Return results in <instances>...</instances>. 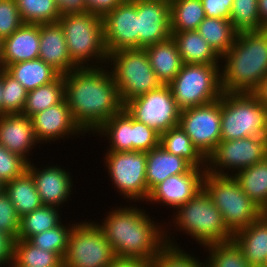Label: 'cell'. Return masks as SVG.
I'll use <instances>...</instances> for the list:
<instances>
[{
	"label": "cell",
	"mask_w": 267,
	"mask_h": 267,
	"mask_svg": "<svg viewBox=\"0 0 267 267\" xmlns=\"http://www.w3.org/2000/svg\"><path fill=\"white\" fill-rule=\"evenodd\" d=\"M221 63L223 92L252 93L267 75V28L238 33Z\"/></svg>",
	"instance_id": "3"
},
{
	"label": "cell",
	"mask_w": 267,
	"mask_h": 267,
	"mask_svg": "<svg viewBox=\"0 0 267 267\" xmlns=\"http://www.w3.org/2000/svg\"><path fill=\"white\" fill-rule=\"evenodd\" d=\"M4 190V183L0 180V193Z\"/></svg>",
	"instance_id": "56"
},
{
	"label": "cell",
	"mask_w": 267,
	"mask_h": 267,
	"mask_svg": "<svg viewBox=\"0 0 267 267\" xmlns=\"http://www.w3.org/2000/svg\"><path fill=\"white\" fill-rule=\"evenodd\" d=\"M74 223L76 220L68 224H64L63 220L58 226L33 235L28 241L36 247L56 253L63 260Z\"/></svg>",
	"instance_id": "39"
},
{
	"label": "cell",
	"mask_w": 267,
	"mask_h": 267,
	"mask_svg": "<svg viewBox=\"0 0 267 267\" xmlns=\"http://www.w3.org/2000/svg\"><path fill=\"white\" fill-rule=\"evenodd\" d=\"M108 267H153V261L116 256Z\"/></svg>",
	"instance_id": "51"
},
{
	"label": "cell",
	"mask_w": 267,
	"mask_h": 267,
	"mask_svg": "<svg viewBox=\"0 0 267 267\" xmlns=\"http://www.w3.org/2000/svg\"><path fill=\"white\" fill-rule=\"evenodd\" d=\"M160 145L167 152L186 159L193 167L206 168V158L179 125L160 135Z\"/></svg>",
	"instance_id": "33"
},
{
	"label": "cell",
	"mask_w": 267,
	"mask_h": 267,
	"mask_svg": "<svg viewBox=\"0 0 267 267\" xmlns=\"http://www.w3.org/2000/svg\"><path fill=\"white\" fill-rule=\"evenodd\" d=\"M251 267H267L266 265H261V266H251Z\"/></svg>",
	"instance_id": "57"
},
{
	"label": "cell",
	"mask_w": 267,
	"mask_h": 267,
	"mask_svg": "<svg viewBox=\"0 0 267 267\" xmlns=\"http://www.w3.org/2000/svg\"><path fill=\"white\" fill-rule=\"evenodd\" d=\"M4 191L15 206L20 218L43 205L32 175L27 170L17 178L5 183Z\"/></svg>",
	"instance_id": "28"
},
{
	"label": "cell",
	"mask_w": 267,
	"mask_h": 267,
	"mask_svg": "<svg viewBox=\"0 0 267 267\" xmlns=\"http://www.w3.org/2000/svg\"><path fill=\"white\" fill-rule=\"evenodd\" d=\"M258 0H234L230 18L234 29L240 33L265 29L258 12Z\"/></svg>",
	"instance_id": "40"
},
{
	"label": "cell",
	"mask_w": 267,
	"mask_h": 267,
	"mask_svg": "<svg viewBox=\"0 0 267 267\" xmlns=\"http://www.w3.org/2000/svg\"><path fill=\"white\" fill-rule=\"evenodd\" d=\"M172 215L171 218H173H169L170 223L165 222V241L167 244L181 245L176 241L179 239H175L173 235H178L175 233L177 230L178 232L183 231L182 233L187 234L188 237L190 235L191 240H196L201 248L210 244L233 240V233L225 225L221 212L203 189L194 198L179 206ZM171 226L175 228L173 229Z\"/></svg>",
	"instance_id": "4"
},
{
	"label": "cell",
	"mask_w": 267,
	"mask_h": 267,
	"mask_svg": "<svg viewBox=\"0 0 267 267\" xmlns=\"http://www.w3.org/2000/svg\"><path fill=\"white\" fill-rule=\"evenodd\" d=\"M134 204L112 207L101 222L96 223L111 244L115 256L153 260L166 244L165 223L155 222L144 206Z\"/></svg>",
	"instance_id": "2"
},
{
	"label": "cell",
	"mask_w": 267,
	"mask_h": 267,
	"mask_svg": "<svg viewBox=\"0 0 267 267\" xmlns=\"http://www.w3.org/2000/svg\"><path fill=\"white\" fill-rule=\"evenodd\" d=\"M19 229L20 217L7 193L3 190L0 193V231L17 240Z\"/></svg>",
	"instance_id": "45"
},
{
	"label": "cell",
	"mask_w": 267,
	"mask_h": 267,
	"mask_svg": "<svg viewBox=\"0 0 267 267\" xmlns=\"http://www.w3.org/2000/svg\"><path fill=\"white\" fill-rule=\"evenodd\" d=\"M106 65L110 68L124 105L162 85L144 48L122 49L109 53Z\"/></svg>",
	"instance_id": "8"
},
{
	"label": "cell",
	"mask_w": 267,
	"mask_h": 267,
	"mask_svg": "<svg viewBox=\"0 0 267 267\" xmlns=\"http://www.w3.org/2000/svg\"><path fill=\"white\" fill-rule=\"evenodd\" d=\"M37 144L31 118L21 113L0 115V145L5 149L31 163Z\"/></svg>",
	"instance_id": "20"
},
{
	"label": "cell",
	"mask_w": 267,
	"mask_h": 267,
	"mask_svg": "<svg viewBox=\"0 0 267 267\" xmlns=\"http://www.w3.org/2000/svg\"><path fill=\"white\" fill-rule=\"evenodd\" d=\"M197 32L222 57L233 45L238 32L229 19L205 17Z\"/></svg>",
	"instance_id": "31"
},
{
	"label": "cell",
	"mask_w": 267,
	"mask_h": 267,
	"mask_svg": "<svg viewBox=\"0 0 267 267\" xmlns=\"http://www.w3.org/2000/svg\"><path fill=\"white\" fill-rule=\"evenodd\" d=\"M138 48L171 38L170 1L137 0Z\"/></svg>",
	"instance_id": "19"
},
{
	"label": "cell",
	"mask_w": 267,
	"mask_h": 267,
	"mask_svg": "<svg viewBox=\"0 0 267 267\" xmlns=\"http://www.w3.org/2000/svg\"><path fill=\"white\" fill-rule=\"evenodd\" d=\"M252 94L267 107V75L263 78Z\"/></svg>",
	"instance_id": "52"
},
{
	"label": "cell",
	"mask_w": 267,
	"mask_h": 267,
	"mask_svg": "<svg viewBox=\"0 0 267 267\" xmlns=\"http://www.w3.org/2000/svg\"><path fill=\"white\" fill-rule=\"evenodd\" d=\"M31 120L36 139L40 144L38 145L39 147L44 142L50 145L51 142H60V139L64 140L68 137L80 138V136H87L74 121L66 99L57 105L36 113L31 117Z\"/></svg>",
	"instance_id": "18"
},
{
	"label": "cell",
	"mask_w": 267,
	"mask_h": 267,
	"mask_svg": "<svg viewBox=\"0 0 267 267\" xmlns=\"http://www.w3.org/2000/svg\"><path fill=\"white\" fill-rule=\"evenodd\" d=\"M205 173L206 168L192 167L187 173L169 176L149 192L145 202L167 206L174 211L203 189Z\"/></svg>",
	"instance_id": "16"
},
{
	"label": "cell",
	"mask_w": 267,
	"mask_h": 267,
	"mask_svg": "<svg viewBox=\"0 0 267 267\" xmlns=\"http://www.w3.org/2000/svg\"><path fill=\"white\" fill-rule=\"evenodd\" d=\"M103 155L105 171L107 169L108 178L115 191L119 192V197L122 195L128 203H145L148 198L146 152L106 151Z\"/></svg>",
	"instance_id": "10"
},
{
	"label": "cell",
	"mask_w": 267,
	"mask_h": 267,
	"mask_svg": "<svg viewBox=\"0 0 267 267\" xmlns=\"http://www.w3.org/2000/svg\"><path fill=\"white\" fill-rule=\"evenodd\" d=\"M266 158L267 136L221 140L206 159V172L234 176L238 171Z\"/></svg>",
	"instance_id": "12"
},
{
	"label": "cell",
	"mask_w": 267,
	"mask_h": 267,
	"mask_svg": "<svg viewBox=\"0 0 267 267\" xmlns=\"http://www.w3.org/2000/svg\"><path fill=\"white\" fill-rule=\"evenodd\" d=\"M204 251L209 254L204 259L206 267H251L234 240L207 245Z\"/></svg>",
	"instance_id": "37"
},
{
	"label": "cell",
	"mask_w": 267,
	"mask_h": 267,
	"mask_svg": "<svg viewBox=\"0 0 267 267\" xmlns=\"http://www.w3.org/2000/svg\"><path fill=\"white\" fill-rule=\"evenodd\" d=\"M61 16L87 12L85 0H55Z\"/></svg>",
	"instance_id": "50"
},
{
	"label": "cell",
	"mask_w": 267,
	"mask_h": 267,
	"mask_svg": "<svg viewBox=\"0 0 267 267\" xmlns=\"http://www.w3.org/2000/svg\"><path fill=\"white\" fill-rule=\"evenodd\" d=\"M58 22L63 28L71 60L78 67L107 64L102 17L90 12L75 13L61 16Z\"/></svg>",
	"instance_id": "5"
},
{
	"label": "cell",
	"mask_w": 267,
	"mask_h": 267,
	"mask_svg": "<svg viewBox=\"0 0 267 267\" xmlns=\"http://www.w3.org/2000/svg\"><path fill=\"white\" fill-rule=\"evenodd\" d=\"M23 23L58 22L61 17L55 0H15Z\"/></svg>",
	"instance_id": "38"
},
{
	"label": "cell",
	"mask_w": 267,
	"mask_h": 267,
	"mask_svg": "<svg viewBox=\"0 0 267 267\" xmlns=\"http://www.w3.org/2000/svg\"><path fill=\"white\" fill-rule=\"evenodd\" d=\"M258 12L261 24L267 28V0H258Z\"/></svg>",
	"instance_id": "53"
},
{
	"label": "cell",
	"mask_w": 267,
	"mask_h": 267,
	"mask_svg": "<svg viewBox=\"0 0 267 267\" xmlns=\"http://www.w3.org/2000/svg\"><path fill=\"white\" fill-rule=\"evenodd\" d=\"M87 221L81 220L74 224L63 267H108L116 257L96 221Z\"/></svg>",
	"instance_id": "11"
},
{
	"label": "cell",
	"mask_w": 267,
	"mask_h": 267,
	"mask_svg": "<svg viewBox=\"0 0 267 267\" xmlns=\"http://www.w3.org/2000/svg\"><path fill=\"white\" fill-rule=\"evenodd\" d=\"M40 24L23 23L3 39L0 68L39 58Z\"/></svg>",
	"instance_id": "22"
},
{
	"label": "cell",
	"mask_w": 267,
	"mask_h": 267,
	"mask_svg": "<svg viewBox=\"0 0 267 267\" xmlns=\"http://www.w3.org/2000/svg\"><path fill=\"white\" fill-rule=\"evenodd\" d=\"M11 266L63 267V260L56 253L36 247L28 240L17 239Z\"/></svg>",
	"instance_id": "36"
},
{
	"label": "cell",
	"mask_w": 267,
	"mask_h": 267,
	"mask_svg": "<svg viewBox=\"0 0 267 267\" xmlns=\"http://www.w3.org/2000/svg\"><path fill=\"white\" fill-rule=\"evenodd\" d=\"M233 1L234 0H201L205 17L229 19Z\"/></svg>",
	"instance_id": "47"
},
{
	"label": "cell",
	"mask_w": 267,
	"mask_h": 267,
	"mask_svg": "<svg viewBox=\"0 0 267 267\" xmlns=\"http://www.w3.org/2000/svg\"><path fill=\"white\" fill-rule=\"evenodd\" d=\"M192 167L186 159L167 152L161 145L146 152L148 195L169 176L187 173Z\"/></svg>",
	"instance_id": "24"
},
{
	"label": "cell",
	"mask_w": 267,
	"mask_h": 267,
	"mask_svg": "<svg viewBox=\"0 0 267 267\" xmlns=\"http://www.w3.org/2000/svg\"><path fill=\"white\" fill-rule=\"evenodd\" d=\"M221 64H183L168 84L178 108H193L221 98Z\"/></svg>",
	"instance_id": "9"
},
{
	"label": "cell",
	"mask_w": 267,
	"mask_h": 267,
	"mask_svg": "<svg viewBox=\"0 0 267 267\" xmlns=\"http://www.w3.org/2000/svg\"><path fill=\"white\" fill-rule=\"evenodd\" d=\"M171 32L197 30L205 18L201 0H169Z\"/></svg>",
	"instance_id": "34"
},
{
	"label": "cell",
	"mask_w": 267,
	"mask_h": 267,
	"mask_svg": "<svg viewBox=\"0 0 267 267\" xmlns=\"http://www.w3.org/2000/svg\"><path fill=\"white\" fill-rule=\"evenodd\" d=\"M102 20L108 54L138 48L137 0H125Z\"/></svg>",
	"instance_id": "15"
},
{
	"label": "cell",
	"mask_w": 267,
	"mask_h": 267,
	"mask_svg": "<svg viewBox=\"0 0 267 267\" xmlns=\"http://www.w3.org/2000/svg\"><path fill=\"white\" fill-rule=\"evenodd\" d=\"M2 114L22 113L28 91L2 68Z\"/></svg>",
	"instance_id": "42"
},
{
	"label": "cell",
	"mask_w": 267,
	"mask_h": 267,
	"mask_svg": "<svg viewBox=\"0 0 267 267\" xmlns=\"http://www.w3.org/2000/svg\"><path fill=\"white\" fill-rule=\"evenodd\" d=\"M23 21L15 0H0V38L3 40L15 32Z\"/></svg>",
	"instance_id": "46"
},
{
	"label": "cell",
	"mask_w": 267,
	"mask_h": 267,
	"mask_svg": "<svg viewBox=\"0 0 267 267\" xmlns=\"http://www.w3.org/2000/svg\"><path fill=\"white\" fill-rule=\"evenodd\" d=\"M2 46H3V40L0 38V61L2 57Z\"/></svg>",
	"instance_id": "55"
},
{
	"label": "cell",
	"mask_w": 267,
	"mask_h": 267,
	"mask_svg": "<svg viewBox=\"0 0 267 267\" xmlns=\"http://www.w3.org/2000/svg\"><path fill=\"white\" fill-rule=\"evenodd\" d=\"M160 145V134L132 118V151L148 152Z\"/></svg>",
	"instance_id": "43"
},
{
	"label": "cell",
	"mask_w": 267,
	"mask_h": 267,
	"mask_svg": "<svg viewBox=\"0 0 267 267\" xmlns=\"http://www.w3.org/2000/svg\"><path fill=\"white\" fill-rule=\"evenodd\" d=\"M179 126L207 159L221 141V98L182 110Z\"/></svg>",
	"instance_id": "14"
},
{
	"label": "cell",
	"mask_w": 267,
	"mask_h": 267,
	"mask_svg": "<svg viewBox=\"0 0 267 267\" xmlns=\"http://www.w3.org/2000/svg\"><path fill=\"white\" fill-rule=\"evenodd\" d=\"M124 109L133 119L144 123L160 135L179 125L181 110L168 85H161L156 90L128 101Z\"/></svg>",
	"instance_id": "13"
},
{
	"label": "cell",
	"mask_w": 267,
	"mask_h": 267,
	"mask_svg": "<svg viewBox=\"0 0 267 267\" xmlns=\"http://www.w3.org/2000/svg\"><path fill=\"white\" fill-rule=\"evenodd\" d=\"M5 70L29 92L54 81L60 74L41 59L17 62Z\"/></svg>",
	"instance_id": "29"
},
{
	"label": "cell",
	"mask_w": 267,
	"mask_h": 267,
	"mask_svg": "<svg viewBox=\"0 0 267 267\" xmlns=\"http://www.w3.org/2000/svg\"><path fill=\"white\" fill-rule=\"evenodd\" d=\"M267 136V107L252 93L221 96V140Z\"/></svg>",
	"instance_id": "7"
},
{
	"label": "cell",
	"mask_w": 267,
	"mask_h": 267,
	"mask_svg": "<svg viewBox=\"0 0 267 267\" xmlns=\"http://www.w3.org/2000/svg\"><path fill=\"white\" fill-rule=\"evenodd\" d=\"M10 267H27V266H10Z\"/></svg>",
	"instance_id": "58"
},
{
	"label": "cell",
	"mask_w": 267,
	"mask_h": 267,
	"mask_svg": "<svg viewBox=\"0 0 267 267\" xmlns=\"http://www.w3.org/2000/svg\"><path fill=\"white\" fill-rule=\"evenodd\" d=\"M65 99V86L63 75H59L54 81L39 86L27 93L23 115L31 118L36 113L57 105Z\"/></svg>",
	"instance_id": "32"
},
{
	"label": "cell",
	"mask_w": 267,
	"mask_h": 267,
	"mask_svg": "<svg viewBox=\"0 0 267 267\" xmlns=\"http://www.w3.org/2000/svg\"><path fill=\"white\" fill-rule=\"evenodd\" d=\"M152 69L162 85H168L182 68L183 61L172 37L144 48Z\"/></svg>",
	"instance_id": "25"
},
{
	"label": "cell",
	"mask_w": 267,
	"mask_h": 267,
	"mask_svg": "<svg viewBox=\"0 0 267 267\" xmlns=\"http://www.w3.org/2000/svg\"><path fill=\"white\" fill-rule=\"evenodd\" d=\"M234 242L241 248L250 266L266 265L267 262V212L249 226L233 234Z\"/></svg>",
	"instance_id": "23"
},
{
	"label": "cell",
	"mask_w": 267,
	"mask_h": 267,
	"mask_svg": "<svg viewBox=\"0 0 267 267\" xmlns=\"http://www.w3.org/2000/svg\"><path fill=\"white\" fill-rule=\"evenodd\" d=\"M106 68L77 67L63 75L65 99L73 119L89 135L124 109L115 80Z\"/></svg>",
	"instance_id": "1"
},
{
	"label": "cell",
	"mask_w": 267,
	"mask_h": 267,
	"mask_svg": "<svg viewBox=\"0 0 267 267\" xmlns=\"http://www.w3.org/2000/svg\"><path fill=\"white\" fill-rule=\"evenodd\" d=\"M183 64H220L221 57L197 30L171 32Z\"/></svg>",
	"instance_id": "26"
},
{
	"label": "cell",
	"mask_w": 267,
	"mask_h": 267,
	"mask_svg": "<svg viewBox=\"0 0 267 267\" xmlns=\"http://www.w3.org/2000/svg\"><path fill=\"white\" fill-rule=\"evenodd\" d=\"M59 208L42 205L40 208L20 218V229L17 239L29 240L33 235L58 226L63 217ZM62 217V218H61Z\"/></svg>",
	"instance_id": "35"
},
{
	"label": "cell",
	"mask_w": 267,
	"mask_h": 267,
	"mask_svg": "<svg viewBox=\"0 0 267 267\" xmlns=\"http://www.w3.org/2000/svg\"><path fill=\"white\" fill-rule=\"evenodd\" d=\"M96 134V135H95ZM107 140L109 144L106 151L121 152L132 151V117L123 109L107 120L93 136Z\"/></svg>",
	"instance_id": "27"
},
{
	"label": "cell",
	"mask_w": 267,
	"mask_h": 267,
	"mask_svg": "<svg viewBox=\"0 0 267 267\" xmlns=\"http://www.w3.org/2000/svg\"><path fill=\"white\" fill-rule=\"evenodd\" d=\"M87 12L104 17L125 0H85Z\"/></svg>",
	"instance_id": "49"
},
{
	"label": "cell",
	"mask_w": 267,
	"mask_h": 267,
	"mask_svg": "<svg viewBox=\"0 0 267 267\" xmlns=\"http://www.w3.org/2000/svg\"><path fill=\"white\" fill-rule=\"evenodd\" d=\"M27 166L28 162L24 158L0 145V180L4 184L22 175Z\"/></svg>",
	"instance_id": "44"
},
{
	"label": "cell",
	"mask_w": 267,
	"mask_h": 267,
	"mask_svg": "<svg viewBox=\"0 0 267 267\" xmlns=\"http://www.w3.org/2000/svg\"><path fill=\"white\" fill-rule=\"evenodd\" d=\"M203 190L219 209L225 225L233 234L252 224L264 213L233 176H218L206 172Z\"/></svg>",
	"instance_id": "6"
},
{
	"label": "cell",
	"mask_w": 267,
	"mask_h": 267,
	"mask_svg": "<svg viewBox=\"0 0 267 267\" xmlns=\"http://www.w3.org/2000/svg\"><path fill=\"white\" fill-rule=\"evenodd\" d=\"M48 164L38 168L36 164L28 163L27 171L32 175L42 204L61 209L74 193L73 175L61 165H50V161Z\"/></svg>",
	"instance_id": "17"
},
{
	"label": "cell",
	"mask_w": 267,
	"mask_h": 267,
	"mask_svg": "<svg viewBox=\"0 0 267 267\" xmlns=\"http://www.w3.org/2000/svg\"><path fill=\"white\" fill-rule=\"evenodd\" d=\"M247 196L267 212V158L233 176Z\"/></svg>",
	"instance_id": "30"
},
{
	"label": "cell",
	"mask_w": 267,
	"mask_h": 267,
	"mask_svg": "<svg viewBox=\"0 0 267 267\" xmlns=\"http://www.w3.org/2000/svg\"><path fill=\"white\" fill-rule=\"evenodd\" d=\"M39 59L60 75L78 67L68 53L64 31L59 22L40 24Z\"/></svg>",
	"instance_id": "21"
},
{
	"label": "cell",
	"mask_w": 267,
	"mask_h": 267,
	"mask_svg": "<svg viewBox=\"0 0 267 267\" xmlns=\"http://www.w3.org/2000/svg\"><path fill=\"white\" fill-rule=\"evenodd\" d=\"M2 68H0V115H2Z\"/></svg>",
	"instance_id": "54"
},
{
	"label": "cell",
	"mask_w": 267,
	"mask_h": 267,
	"mask_svg": "<svg viewBox=\"0 0 267 267\" xmlns=\"http://www.w3.org/2000/svg\"><path fill=\"white\" fill-rule=\"evenodd\" d=\"M181 246L165 244L154 257L153 267H206L205 261L184 251Z\"/></svg>",
	"instance_id": "41"
},
{
	"label": "cell",
	"mask_w": 267,
	"mask_h": 267,
	"mask_svg": "<svg viewBox=\"0 0 267 267\" xmlns=\"http://www.w3.org/2000/svg\"><path fill=\"white\" fill-rule=\"evenodd\" d=\"M15 239L0 231V267H10L14 260Z\"/></svg>",
	"instance_id": "48"
}]
</instances>
